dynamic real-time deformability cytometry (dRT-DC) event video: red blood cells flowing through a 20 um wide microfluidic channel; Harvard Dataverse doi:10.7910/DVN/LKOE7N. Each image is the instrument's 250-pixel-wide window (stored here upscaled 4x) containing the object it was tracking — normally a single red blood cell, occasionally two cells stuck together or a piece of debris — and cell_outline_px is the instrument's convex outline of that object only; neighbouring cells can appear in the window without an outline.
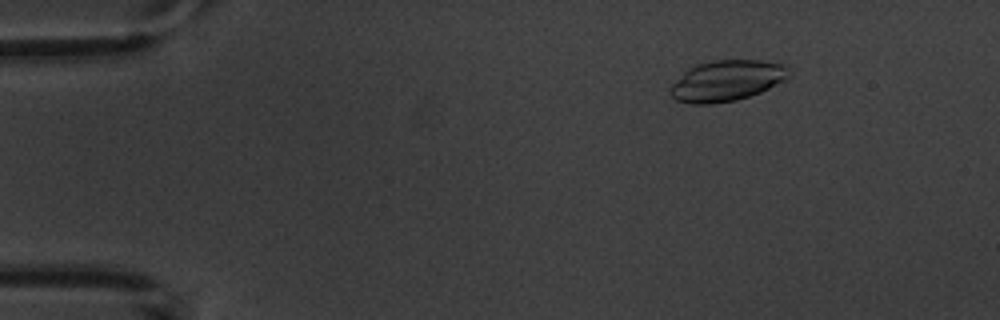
{"species": "common noctule bat (a hibernating species)", "species_latin": "Nyctalus noctula", "temperature_condition": "warm", "stored_images_in_passage": 3, "camera_frame_rate_fps": 3000, "um_per_image_px": 0.085, "animal": {"sex": "male", "body_mass_g": 20.1, "forearm_length_mm": 53.5}, "frame": {"image": 1, "passage_image": 1, "time_ms": 0.0, "image_size_px": [1000, 320], "cell_outline_px": [[788, 76], [784, 80], [760, 92], [736, 100], [712, 104], [692, 104], [676, 100], [668, 92], [668, 88], [688, 68], [696, 64], [712, 60], [760, 60], [788, 64]], "centroid_in_image_um": [61.74, 6.85], "position_along_channel_um": 23.3, "area_um2": 28.26}}